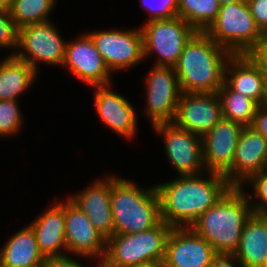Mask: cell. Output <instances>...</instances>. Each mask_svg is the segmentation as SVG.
<instances>
[{"label":"cell","mask_w":267,"mask_h":267,"mask_svg":"<svg viewBox=\"0 0 267 267\" xmlns=\"http://www.w3.org/2000/svg\"><path fill=\"white\" fill-rule=\"evenodd\" d=\"M184 175L155 185L160 200L161 220L172 228L191 227L210 207L214 206L233 186L221 174L207 171Z\"/></svg>","instance_id":"6da1fadb"},{"label":"cell","mask_w":267,"mask_h":267,"mask_svg":"<svg viewBox=\"0 0 267 267\" xmlns=\"http://www.w3.org/2000/svg\"><path fill=\"white\" fill-rule=\"evenodd\" d=\"M231 56L205 32L197 31L174 67L181 92L217 93L224 83L225 66Z\"/></svg>","instance_id":"7a4b0ae2"},{"label":"cell","mask_w":267,"mask_h":267,"mask_svg":"<svg viewBox=\"0 0 267 267\" xmlns=\"http://www.w3.org/2000/svg\"><path fill=\"white\" fill-rule=\"evenodd\" d=\"M244 189L232 187L191 226L215 252L235 253L239 247L242 230L254 213Z\"/></svg>","instance_id":"3957f363"},{"label":"cell","mask_w":267,"mask_h":267,"mask_svg":"<svg viewBox=\"0 0 267 267\" xmlns=\"http://www.w3.org/2000/svg\"><path fill=\"white\" fill-rule=\"evenodd\" d=\"M113 234H134L157 226L162 220L156 187L142 188L132 180L111 175Z\"/></svg>","instance_id":"277c9868"},{"label":"cell","mask_w":267,"mask_h":267,"mask_svg":"<svg viewBox=\"0 0 267 267\" xmlns=\"http://www.w3.org/2000/svg\"><path fill=\"white\" fill-rule=\"evenodd\" d=\"M172 227L161 221L150 230L113 234L106 239L104 259L117 267H134L165 258L166 241Z\"/></svg>","instance_id":"5b68a950"},{"label":"cell","mask_w":267,"mask_h":267,"mask_svg":"<svg viewBox=\"0 0 267 267\" xmlns=\"http://www.w3.org/2000/svg\"><path fill=\"white\" fill-rule=\"evenodd\" d=\"M204 32L232 55L248 54L264 36L247 2L220 6L218 16Z\"/></svg>","instance_id":"8992f818"},{"label":"cell","mask_w":267,"mask_h":267,"mask_svg":"<svg viewBox=\"0 0 267 267\" xmlns=\"http://www.w3.org/2000/svg\"><path fill=\"white\" fill-rule=\"evenodd\" d=\"M141 30L144 58L154 53L157 56L155 66L173 68L178 63L186 43L197 32L178 16L145 22Z\"/></svg>","instance_id":"52a82bcc"},{"label":"cell","mask_w":267,"mask_h":267,"mask_svg":"<svg viewBox=\"0 0 267 267\" xmlns=\"http://www.w3.org/2000/svg\"><path fill=\"white\" fill-rule=\"evenodd\" d=\"M67 41L61 37L59 29L47 21L29 24L18 29V48L15 56L28 63L38 74L40 62L62 66Z\"/></svg>","instance_id":"ba28073f"},{"label":"cell","mask_w":267,"mask_h":267,"mask_svg":"<svg viewBox=\"0 0 267 267\" xmlns=\"http://www.w3.org/2000/svg\"><path fill=\"white\" fill-rule=\"evenodd\" d=\"M102 55L110 72L128 70L144 61L143 34L141 28L113 29L87 33Z\"/></svg>","instance_id":"9c48e42d"},{"label":"cell","mask_w":267,"mask_h":267,"mask_svg":"<svg viewBox=\"0 0 267 267\" xmlns=\"http://www.w3.org/2000/svg\"><path fill=\"white\" fill-rule=\"evenodd\" d=\"M152 127L157 135H163L165 154L179 176L206 174L201 136L173 122L158 123Z\"/></svg>","instance_id":"30bf717a"},{"label":"cell","mask_w":267,"mask_h":267,"mask_svg":"<svg viewBox=\"0 0 267 267\" xmlns=\"http://www.w3.org/2000/svg\"><path fill=\"white\" fill-rule=\"evenodd\" d=\"M146 76V118L152 126L173 122L181 95L175 68L154 65Z\"/></svg>","instance_id":"8fae6325"},{"label":"cell","mask_w":267,"mask_h":267,"mask_svg":"<svg viewBox=\"0 0 267 267\" xmlns=\"http://www.w3.org/2000/svg\"><path fill=\"white\" fill-rule=\"evenodd\" d=\"M62 67L92 87L112 84V73L88 34L67 42Z\"/></svg>","instance_id":"7c38bea8"},{"label":"cell","mask_w":267,"mask_h":267,"mask_svg":"<svg viewBox=\"0 0 267 267\" xmlns=\"http://www.w3.org/2000/svg\"><path fill=\"white\" fill-rule=\"evenodd\" d=\"M65 240L67 252L73 256L92 260L105 256L106 238L68 197L65 200Z\"/></svg>","instance_id":"4fadbf2b"},{"label":"cell","mask_w":267,"mask_h":267,"mask_svg":"<svg viewBox=\"0 0 267 267\" xmlns=\"http://www.w3.org/2000/svg\"><path fill=\"white\" fill-rule=\"evenodd\" d=\"M223 118L217 93L181 92L173 123L203 137Z\"/></svg>","instance_id":"5bb4252c"},{"label":"cell","mask_w":267,"mask_h":267,"mask_svg":"<svg viewBox=\"0 0 267 267\" xmlns=\"http://www.w3.org/2000/svg\"><path fill=\"white\" fill-rule=\"evenodd\" d=\"M244 126L222 118L202 137L203 159L208 172L225 175L233 164L235 149Z\"/></svg>","instance_id":"9a60e30c"},{"label":"cell","mask_w":267,"mask_h":267,"mask_svg":"<svg viewBox=\"0 0 267 267\" xmlns=\"http://www.w3.org/2000/svg\"><path fill=\"white\" fill-rule=\"evenodd\" d=\"M267 139L252 126L243 128L232 168L224 175L233 187H241L254 174L266 170Z\"/></svg>","instance_id":"2e32d148"},{"label":"cell","mask_w":267,"mask_h":267,"mask_svg":"<svg viewBox=\"0 0 267 267\" xmlns=\"http://www.w3.org/2000/svg\"><path fill=\"white\" fill-rule=\"evenodd\" d=\"M112 84L93 86L95 88L94 107L96 114L106 127L127 140L136 137L138 115L135 108L120 93L113 90Z\"/></svg>","instance_id":"e0dca14e"},{"label":"cell","mask_w":267,"mask_h":267,"mask_svg":"<svg viewBox=\"0 0 267 267\" xmlns=\"http://www.w3.org/2000/svg\"><path fill=\"white\" fill-rule=\"evenodd\" d=\"M214 253L213 247L191 227L172 228L164 263L166 267H209Z\"/></svg>","instance_id":"ac0fdd59"},{"label":"cell","mask_w":267,"mask_h":267,"mask_svg":"<svg viewBox=\"0 0 267 267\" xmlns=\"http://www.w3.org/2000/svg\"><path fill=\"white\" fill-rule=\"evenodd\" d=\"M103 177L68 198L86 214L92 225L107 239L114 233L110 201L111 174Z\"/></svg>","instance_id":"d6986e66"},{"label":"cell","mask_w":267,"mask_h":267,"mask_svg":"<svg viewBox=\"0 0 267 267\" xmlns=\"http://www.w3.org/2000/svg\"><path fill=\"white\" fill-rule=\"evenodd\" d=\"M224 82L259 105L267 103V76L248 54L232 55L228 59Z\"/></svg>","instance_id":"ffe728a7"},{"label":"cell","mask_w":267,"mask_h":267,"mask_svg":"<svg viewBox=\"0 0 267 267\" xmlns=\"http://www.w3.org/2000/svg\"><path fill=\"white\" fill-rule=\"evenodd\" d=\"M29 226L35 233L39 250L44 257L68 254L65 240V201L54 202Z\"/></svg>","instance_id":"44dd1931"},{"label":"cell","mask_w":267,"mask_h":267,"mask_svg":"<svg viewBox=\"0 0 267 267\" xmlns=\"http://www.w3.org/2000/svg\"><path fill=\"white\" fill-rule=\"evenodd\" d=\"M44 260L29 225L14 233L0 249L1 267H42Z\"/></svg>","instance_id":"7402d4cb"},{"label":"cell","mask_w":267,"mask_h":267,"mask_svg":"<svg viewBox=\"0 0 267 267\" xmlns=\"http://www.w3.org/2000/svg\"><path fill=\"white\" fill-rule=\"evenodd\" d=\"M242 267H263L267 258V214H255L247 220L235 252Z\"/></svg>","instance_id":"603a6c76"},{"label":"cell","mask_w":267,"mask_h":267,"mask_svg":"<svg viewBox=\"0 0 267 267\" xmlns=\"http://www.w3.org/2000/svg\"><path fill=\"white\" fill-rule=\"evenodd\" d=\"M32 67L16 56H7L0 63V100H14L26 92L37 77Z\"/></svg>","instance_id":"cb8c5ba5"},{"label":"cell","mask_w":267,"mask_h":267,"mask_svg":"<svg viewBox=\"0 0 267 267\" xmlns=\"http://www.w3.org/2000/svg\"><path fill=\"white\" fill-rule=\"evenodd\" d=\"M217 95L221 102L223 118L232 120L242 126H251L259 104L232 90L225 82L217 91Z\"/></svg>","instance_id":"d4e9b609"},{"label":"cell","mask_w":267,"mask_h":267,"mask_svg":"<svg viewBox=\"0 0 267 267\" xmlns=\"http://www.w3.org/2000/svg\"><path fill=\"white\" fill-rule=\"evenodd\" d=\"M217 0H178L177 16L198 32H204L218 16Z\"/></svg>","instance_id":"484cf974"},{"label":"cell","mask_w":267,"mask_h":267,"mask_svg":"<svg viewBox=\"0 0 267 267\" xmlns=\"http://www.w3.org/2000/svg\"><path fill=\"white\" fill-rule=\"evenodd\" d=\"M56 0H14L10 11L15 26L19 29L29 24L51 21L49 18Z\"/></svg>","instance_id":"4316f807"},{"label":"cell","mask_w":267,"mask_h":267,"mask_svg":"<svg viewBox=\"0 0 267 267\" xmlns=\"http://www.w3.org/2000/svg\"><path fill=\"white\" fill-rule=\"evenodd\" d=\"M19 101L0 100V137H8L17 134L22 128L23 115Z\"/></svg>","instance_id":"83f0119b"},{"label":"cell","mask_w":267,"mask_h":267,"mask_svg":"<svg viewBox=\"0 0 267 267\" xmlns=\"http://www.w3.org/2000/svg\"><path fill=\"white\" fill-rule=\"evenodd\" d=\"M247 183L252 185L254 192V195L246 193L253 212L255 214H267V172L262 171L252 175L241 188H244ZM252 197L255 199V202L254 200H251L253 199Z\"/></svg>","instance_id":"f1b7e54d"},{"label":"cell","mask_w":267,"mask_h":267,"mask_svg":"<svg viewBox=\"0 0 267 267\" xmlns=\"http://www.w3.org/2000/svg\"><path fill=\"white\" fill-rule=\"evenodd\" d=\"M140 4L148 14L150 13L146 22L177 16L178 0H140Z\"/></svg>","instance_id":"f546056e"},{"label":"cell","mask_w":267,"mask_h":267,"mask_svg":"<svg viewBox=\"0 0 267 267\" xmlns=\"http://www.w3.org/2000/svg\"><path fill=\"white\" fill-rule=\"evenodd\" d=\"M0 47L14 49L10 56H15L18 48V28L15 26L9 10L0 9Z\"/></svg>","instance_id":"4dcf8cb0"},{"label":"cell","mask_w":267,"mask_h":267,"mask_svg":"<svg viewBox=\"0 0 267 267\" xmlns=\"http://www.w3.org/2000/svg\"><path fill=\"white\" fill-rule=\"evenodd\" d=\"M247 3L256 26L267 35V0H247Z\"/></svg>","instance_id":"1f68e13d"},{"label":"cell","mask_w":267,"mask_h":267,"mask_svg":"<svg viewBox=\"0 0 267 267\" xmlns=\"http://www.w3.org/2000/svg\"><path fill=\"white\" fill-rule=\"evenodd\" d=\"M248 55L267 76V35L263 36Z\"/></svg>","instance_id":"d6a6232c"},{"label":"cell","mask_w":267,"mask_h":267,"mask_svg":"<svg viewBox=\"0 0 267 267\" xmlns=\"http://www.w3.org/2000/svg\"><path fill=\"white\" fill-rule=\"evenodd\" d=\"M209 267H242L235 253L215 252Z\"/></svg>","instance_id":"836d02e7"},{"label":"cell","mask_w":267,"mask_h":267,"mask_svg":"<svg viewBox=\"0 0 267 267\" xmlns=\"http://www.w3.org/2000/svg\"><path fill=\"white\" fill-rule=\"evenodd\" d=\"M42 267H85L76 261V259L71 256L60 255V256H50L45 257Z\"/></svg>","instance_id":"e575fe53"},{"label":"cell","mask_w":267,"mask_h":267,"mask_svg":"<svg viewBox=\"0 0 267 267\" xmlns=\"http://www.w3.org/2000/svg\"><path fill=\"white\" fill-rule=\"evenodd\" d=\"M251 126L267 139V103L259 105Z\"/></svg>","instance_id":"d590c367"},{"label":"cell","mask_w":267,"mask_h":267,"mask_svg":"<svg viewBox=\"0 0 267 267\" xmlns=\"http://www.w3.org/2000/svg\"><path fill=\"white\" fill-rule=\"evenodd\" d=\"M134 267H166V265L164 263V260H162V261H152L149 263H142Z\"/></svg>","instance_id":"8d00e7d4"},{"label":"cell","mask_w":267,"mask_h":267,"mask_svg":"<svg viewBox=\"0 0 267 267\" xmlns=\"http://www.w3.org/2000/svg\"><path fill=\"white\" fill-rule=\"evenodd\" d=\"M14 0H0V9L10 10Z\"/></svg>","instance_id":"74e56055"},{"label":"cell","mask_w":267,"mask_h":267,"mask_svg":"<svg viewBox=\"0 0 267 267\" xmlns=\"http://www.w3.org/2000/svg\"><path fill=\"white\" fill-rule=\"evenodd\" d=\"M98 263H96V267H117L112 265L111 263H109L106 259L101 258V259H97Z\"/></svg>","instance_id":"f35d334b"},{"label":"cell","mask_w":267,"mask_h":267,"mask_svg":"<svg viewBox=\"0 0 267 267\" xmlns=\"http://www.w3.org/2000/svg\"><path fill=\"white\" fill-rule=\"evenodd\" d=\"M220 6L227 5L229 3L247 2V0H217Z\"/></svg>","instance_id":"ab89813d"},{"label":"cell","mask_w":267,"mask_h":267,"mask_svg":"<svg viewBox=\"0 0 267 267\" xmlns=\"http://www.w3.org/2000/svg\"><path fill=\"white\" fill-rule=\"evenodd\" d=\"M263 267H267V258H266V262H265V264L263 265Z\"/></svg>","instance_id":"60d3db41"}]
</instances>
